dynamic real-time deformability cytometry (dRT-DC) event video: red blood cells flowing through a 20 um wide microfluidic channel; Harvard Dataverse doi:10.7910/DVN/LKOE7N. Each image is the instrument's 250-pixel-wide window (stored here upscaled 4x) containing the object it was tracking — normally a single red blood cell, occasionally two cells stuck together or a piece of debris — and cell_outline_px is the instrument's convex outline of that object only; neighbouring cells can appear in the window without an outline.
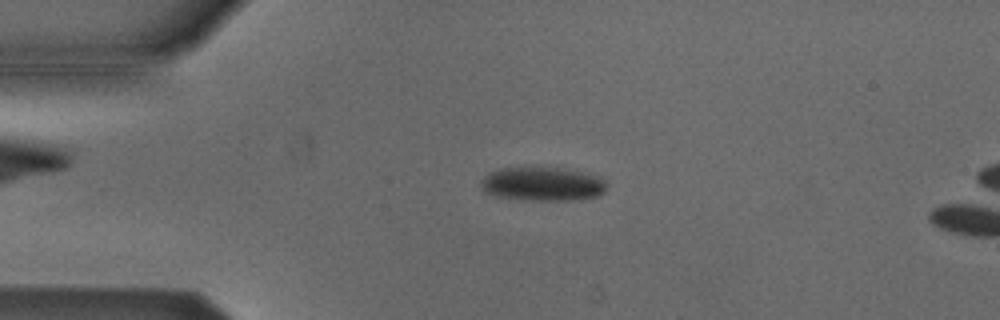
{"species": "Egyptian fruit bat (a non-hibernating species)", "species_latin": "Rousettus aegyptiacus", "temperature_condition": "cold", "stored_images_in_passage": 14, "camera_frame_rate_fps": 3000, "um_per_image_px": 0.085, "animal": {"sex": "male"}, "frame": {"image": 1, "passage_image": 3, "time_ms": 0.667, "image_size_px": [1000, 320], "cell_outline_px": [[608, 184], [604, 192], [596, 196], [572, 200], [532, 200], [496, 196], [484, 192], [480, 188], [480, 180], [488, 172], [500, 168], [564, 168], [588, 172], [600, 176]], "centroid_in_image_um": [46.12, 15.63], "position_along_channel_um": 38.9, "area_um2": 25.03}}
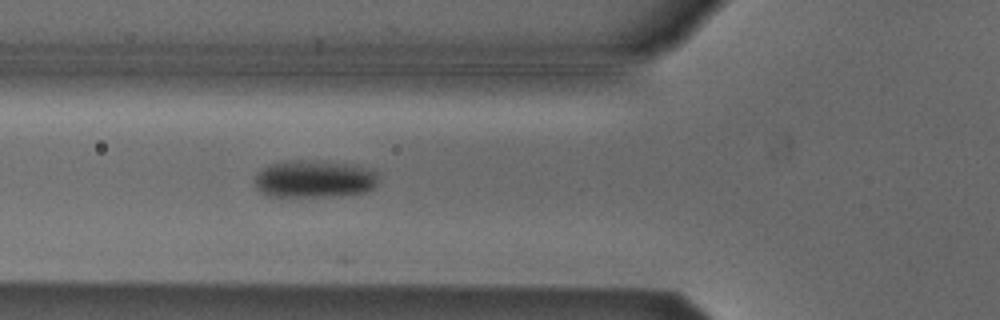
{"frame": {"image": 2, "passage_image": 10, "time_ms": 3.0, "image_size_px": [1000, 320], "cell_outline_px": [[376, 184], [372, 188], [364, 192], [340, 196], [268, 196], [260, 192], [256, 188], [256, 172], [272, 164], [284, 160], [324, 160], [348, 164], [376, 172]], "centroid_in_image_um": [26.66, 15.21], "position_along_channel_um": 99.1, "area_um2": 26.88}}
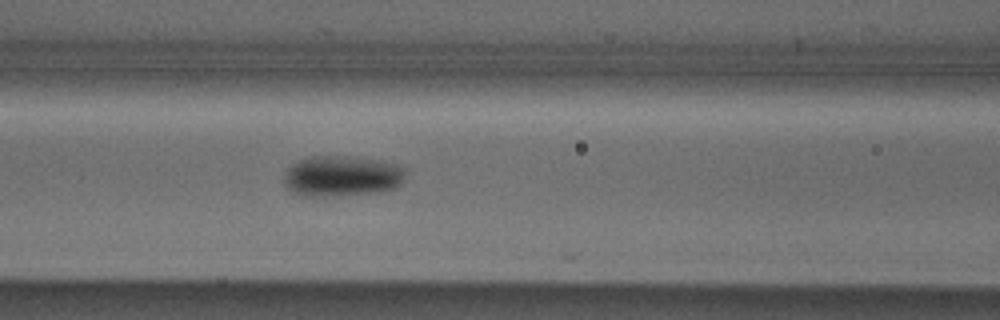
{"frame": {"image": 3, "passage_image": 13, "time_ms": 4.0, "image_size_px": [1000, 320], "cell_outline_px": [[404, 180], [396, 188], [380, 192], [332, 196], [304, 196], [292, 192], [284, 184], [284, 176], [288, 168], [292, 164], [308, 156], [356, 156], [380, 160], [396, 164], [404, 168]], "centroid_in_image_um": [29.07, 14.96], "position_along_channel_um": 137.5, "area_um2": 29.13}}